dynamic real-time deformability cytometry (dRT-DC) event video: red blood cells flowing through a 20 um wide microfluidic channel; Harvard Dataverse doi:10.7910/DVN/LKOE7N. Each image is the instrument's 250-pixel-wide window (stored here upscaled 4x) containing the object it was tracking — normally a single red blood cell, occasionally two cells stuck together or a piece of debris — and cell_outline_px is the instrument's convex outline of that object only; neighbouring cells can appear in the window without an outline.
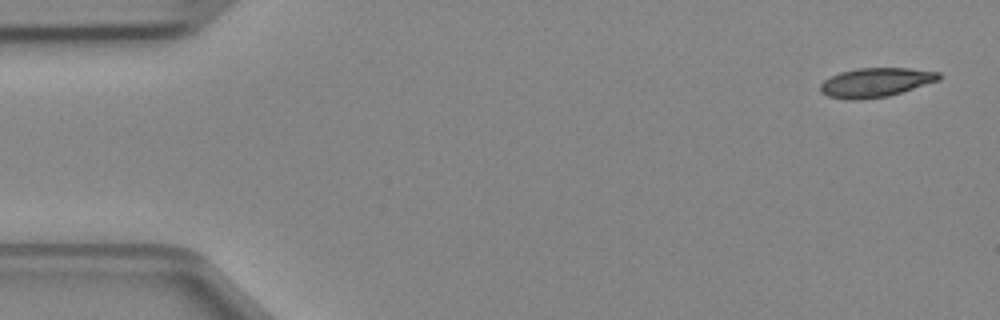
{"species": "Egyptian fruit bat (a non-hibernating species)", "species_latin": "Rousettus aegyptiacus", "temperature_condition": "cold", "stored_images_in_passage": 4, "camera_frame_rate_fps": 3000, "um_per_image_px": 0.085, "animal": {"sex": "female"}, "frame": {"image": 1, "passage_image": 1, "time_ms": 0.0, "image_size_px": [1000, 320], "cell_outline_px": [[940, 80], [888, 96], [860, 100], [852, 100], [828, 96], [820, 92], [820, 84], [824, 80], [840, 72], [856, 68], [908, 68], [940, 72]], "centroid_in_image_um": [74.42, 7.0], "position_along_channel_um": 10.6, "area_um2": 20.11}}
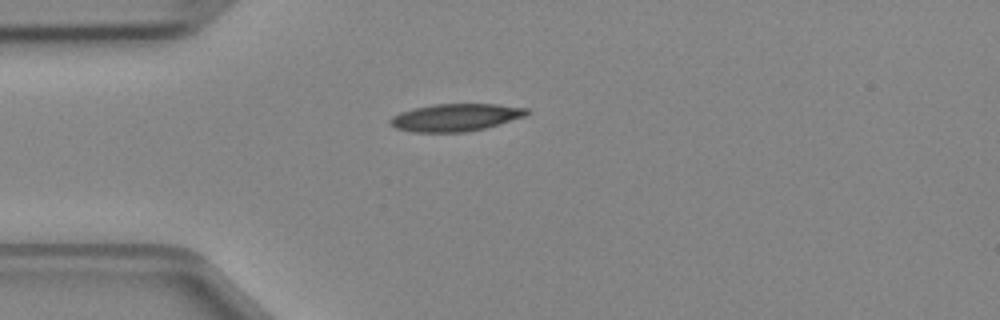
{"frame": {"image": 2, "passage_image": 3, "time_ms": 0.667, "image_size_px": [1000, 320], "cell_outline_px": [[532, 112], [524, 116], [500, 124], [484, 128], [464, 132], [412, 132], [396, 128], [388, 124], [388, 120], [392, 116], [400, 112], [416, 108], [436, 104], [496, 104], [528, 108]], "centroid_in_image_um": [38.72, 9.98], "position_along_channel_um": 46.3, "area_um2": 21.85}}